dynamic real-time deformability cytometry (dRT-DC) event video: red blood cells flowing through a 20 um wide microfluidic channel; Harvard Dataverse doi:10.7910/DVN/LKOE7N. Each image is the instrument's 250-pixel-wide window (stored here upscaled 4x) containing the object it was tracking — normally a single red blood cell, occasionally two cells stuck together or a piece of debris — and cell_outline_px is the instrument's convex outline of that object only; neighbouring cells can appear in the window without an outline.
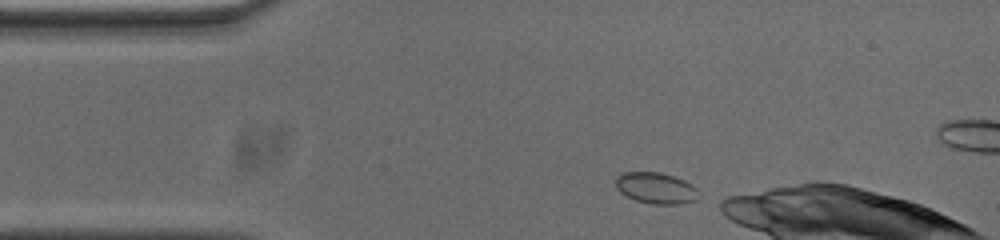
{"species": "common noctule bat (a hibernating species)", "species_latin": "Nyctalus noctula", "temperature_condition": "cold", "stored_images_in_passage": 13, "camera_frame_rate_fps": 3000, "um_per_image_px": 0.085, "animal": {"sex": "male", "body_mass_g": 20.0, "forearm_length_mm": 53.3}, "frame": {"image": 1, "passage_image": 1, "time_ms": 0.0, "image_size_px": [1000, 240], "cell_outline_px": [[696, 200], [680, 204], [652, 204], [636, 200], [620, 192], [616, 188], [616, 176], [624, 172], [660, 172], [684, 180], [692, 184], [696, 188]], "centroid_in_image_um": [55.73, 15.98], "position_along_channel_um": 29.3, "area_um2": 14.91}}
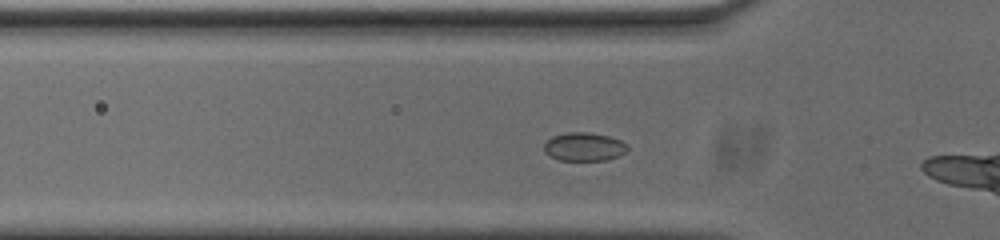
{"frame": {"image": 2, "passage_image": 8, "time_ms": 2.333, "image_size_px": [1000, 240], "cell_outline_px": [[628, 152], [604, 160], [560, 160], [544, 152], [544, 144], [552, 136], [568, 132], [588, 132], [608, 136], [620, 140], [628, 144]], "centroid_in_image_um": [49.66, 12.46], "position_along_channel_um": 76.1, "area_um2": 13.76}}
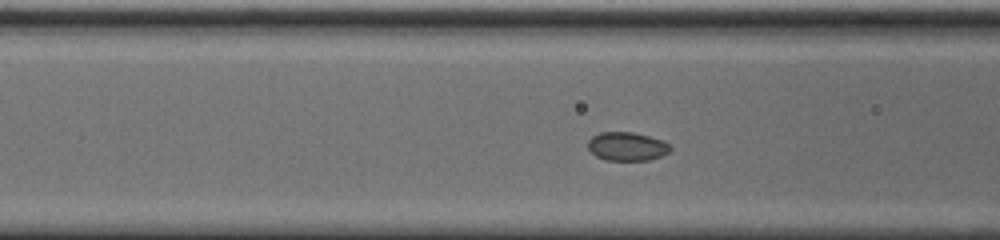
{"frame": {"image": 3, "passage_image": 11, "time_ms": 3.333, "image_size_px": [1000, 240], "cell_outline_px": [[672, 148], [668, 152], [660, 156], [648, 160], [604, 160], [596, 156], [588, 148], [588, 140], [592, 136], [600, 132], [632, 132], [664, 140], [672, 144]], "centroid_in_image_um": [53.31, 12.44], "position_along_channel_um": 113.3, "area_um2": 13.81}}